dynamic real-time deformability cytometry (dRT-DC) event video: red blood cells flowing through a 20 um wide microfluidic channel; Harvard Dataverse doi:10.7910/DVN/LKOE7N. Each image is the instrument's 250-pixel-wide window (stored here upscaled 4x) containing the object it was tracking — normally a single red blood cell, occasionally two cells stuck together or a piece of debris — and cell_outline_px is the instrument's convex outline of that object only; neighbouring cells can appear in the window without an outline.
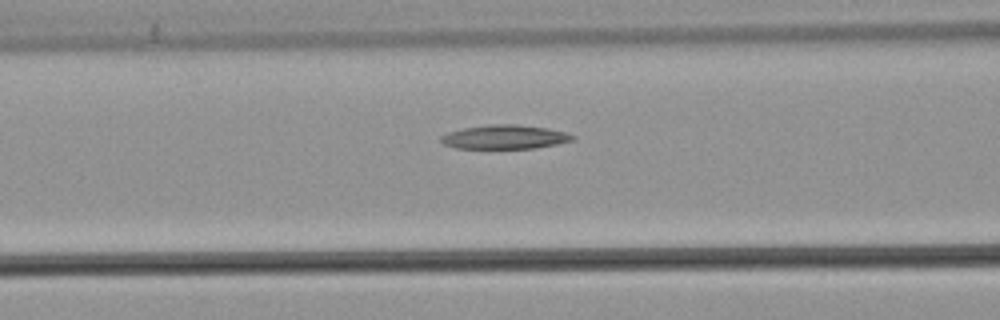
{"species": "common noctule bat (a hibernating species)", "species_latin": "Nyctalus noctula", "temperature_condition": "warm", "stored_images_in_passage": 28, "camera_frame_rate_fps": 3000, "um_per_image_px": 0.085, "animal": {"sex": "male", "body_mass_g": 21.5, "forearm_length_mm": 52.0}, "frame": {"image": 1, "passage_image": 6, "time_ms": 1.667, "image_size_px": [1000, 320], "cell_outline_px": [[576, 140], [536, 148], [456, 148], [444, 144], [440, 140], [440, 136], [448, 132], [464, 128], [488, 124], [516, 124], [544, 128], [564, 132], [576, 136]], "centroid_in_image_um": [42.9, 11.64], "position_along_channel_um": 123.7, "area_um2": 18.32}}
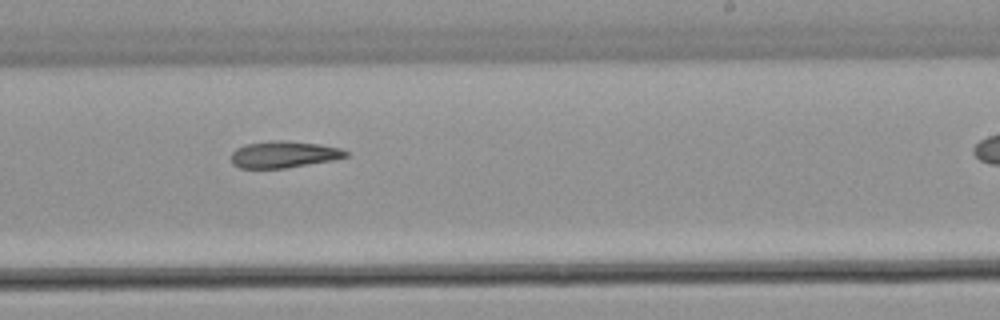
{"frame": {"image": 2, "passage_image": 17, "time_ms": 5.333, "image_size_px": [1000, 320], "cell_outline_px": [[348, 156], [332, 160], [284, 168], [240, 168], [232, 164], [232, 152], [236, 148], [244, 144], [268, 140], [288, 140], [320, 144], [340, 148], [348, 152]], "centroid_in_image_um": [24.09, 13.11], "position_along_channel_um": 264.9, "area_um2": 17.92}}
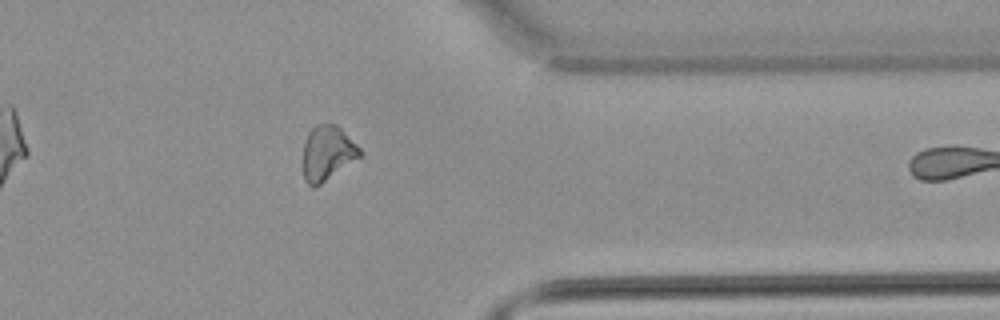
{"frame": {"image": 3, "passage_image": 27, "time_ms": 8.667, "image_size_px": [1000, 320], "cell_outline_px": [[364, 152], [360, 156], [320, 184], [312, 188], [304, 180], [304, 140], [308, 132], [316, 124], [336, 124]], "centroid_in_image_um": [27.81, 13.0], "position_along_channel_um": 383.6, "area_um2": 17.8}}